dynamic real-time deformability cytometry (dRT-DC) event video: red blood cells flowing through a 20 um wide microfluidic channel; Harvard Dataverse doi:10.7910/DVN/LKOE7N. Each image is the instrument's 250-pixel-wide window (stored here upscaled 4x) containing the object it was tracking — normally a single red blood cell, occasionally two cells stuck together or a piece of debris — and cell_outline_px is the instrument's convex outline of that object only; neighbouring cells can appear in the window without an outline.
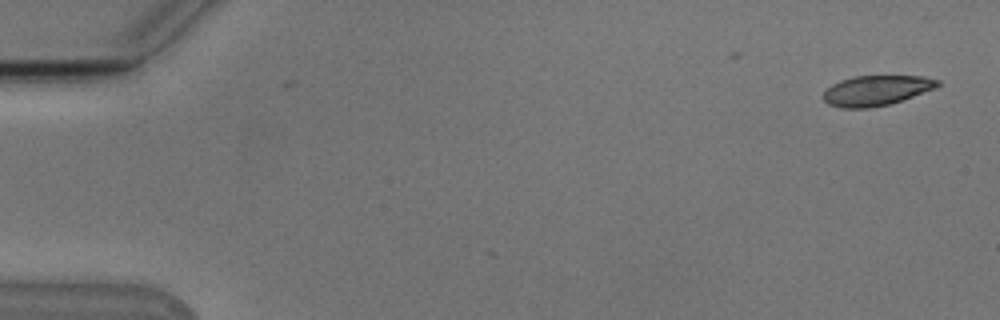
{"species": "Egyptian fruit bat (a non-hibernating species)", "species_latin": "Rousettus aegyptiacus", "temperature_condition": "cold", "stored_images_in_passage": 15, "camera_frame_rate_fps": 3000, "um_per_image_px": 0.085, "animal": {"sex": "male"}, "frame": {"image": 1, "passage_image": 1, "time_ms": 0.0, "image_size_px": [1000, 320], "cell_outline_px": [[940, 84], [936, 88], [888, 104], [868, 108], [840, 108], [828, 104], [824, 100], [824, 92], [832, 84], [840, 80], [852, 76], [924, 76], [940, 80]], "centroid_in_image_um": [74.48, 7.68], "position_along_channel_um": 10.5, "area_um2": 19.94}}